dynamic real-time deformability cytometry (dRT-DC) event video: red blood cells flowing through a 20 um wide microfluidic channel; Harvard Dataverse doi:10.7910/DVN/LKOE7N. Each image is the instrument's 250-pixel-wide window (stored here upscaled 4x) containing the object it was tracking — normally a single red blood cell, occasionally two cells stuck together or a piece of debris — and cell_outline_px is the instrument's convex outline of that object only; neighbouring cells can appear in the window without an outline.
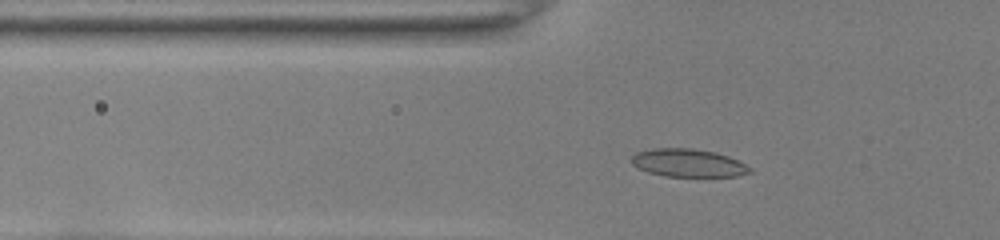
{"species": "common noctule bat (a hibernating species)", "species_latin": "Nyctalus noctula", "temperature_condition": "room temperature", "stored_images_in_passage": 44, "camera_frame_rate_fps": 3000, "um_per_image_px": 0.085, "animal": {"sex": "female", "body_mass_g": 22.0, "forearm_length_mm": 56.7}, "frame": {"image": 1, "passage_image": 13, "time_ms": 4.0, "image_size_px": [1000, 240], "cell_outline_px": [[752, 172], [736, 176], [664, 176], [648, 172], [632, 164], [628, 160], [636, 152], [652, 148], [692, 148], [716, 152], [728, 156], [752, 168]], "centroid_in_image_um": [58.46, 13.84], "position_along_channel_um": 67.3, "area_um2": 19.31}}
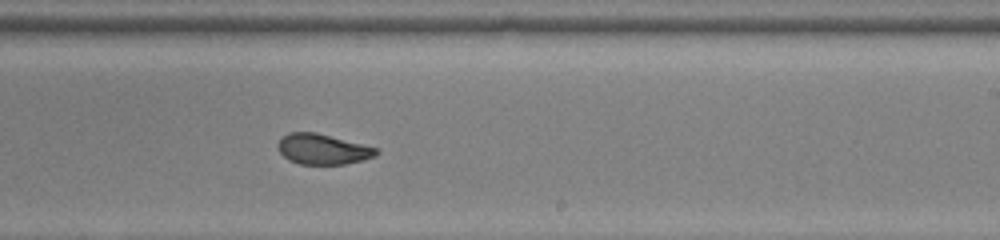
{"frame": {"image": 2, "passage_image": 28, "time_ms": 9.0, "image_size_px": [1000, 240], "cell_outline_px": [[380, 152], [376, 156], [344, 164], [300, 164], [288, 160], [276, 148], [276, 144], [288, 132], [316, 132], [376, 148]], "centroid_in_image_um": [27.39, 12.68], "position_along_channel_um": 261.6, "area_um2": 17.28}}
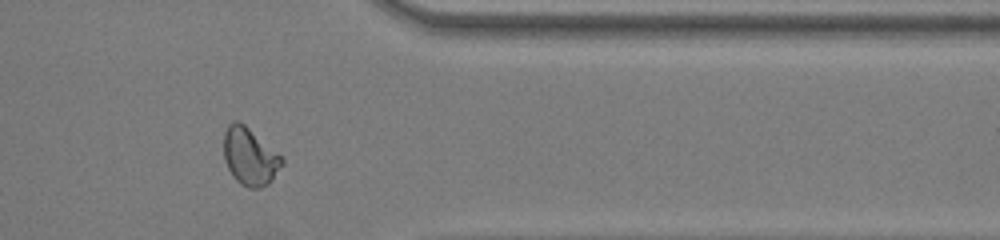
{"frame": {"image": 3, "passage_image": 38, "time_ms": 12.333, "image_size_px": [1000, 240], "cell_outline_px": [[284, 164], [272, 180], [268, 184], [260, 188], [248, 188], [240, 184], [232, 176], [224, 160], [224, 132], [228, 124], [232, 120], [236, 120], [244, 124], [280, 156], [284, 160]], "centroid_in_image_um": [21.21, 13.33], "position_along_channel_um": 390.2, "area_um2": 19.36}}